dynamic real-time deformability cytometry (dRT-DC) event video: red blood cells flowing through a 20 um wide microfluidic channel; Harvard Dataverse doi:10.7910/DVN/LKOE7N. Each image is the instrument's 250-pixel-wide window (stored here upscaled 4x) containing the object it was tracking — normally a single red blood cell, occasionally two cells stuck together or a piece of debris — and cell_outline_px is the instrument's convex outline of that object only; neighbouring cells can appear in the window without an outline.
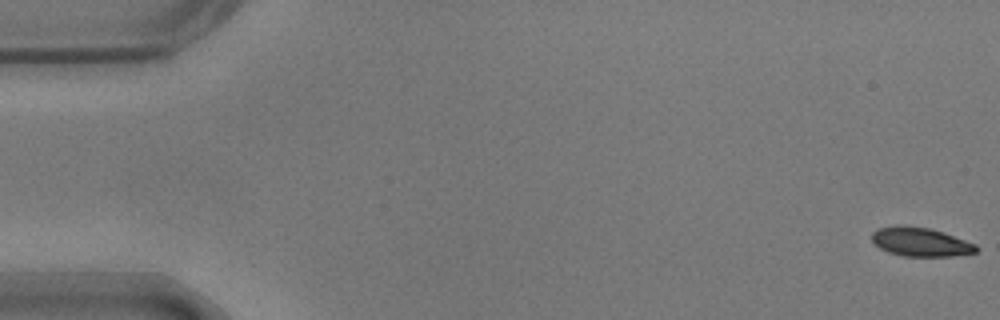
{"species": "common noctule bat (a hibernating species)", "species_latin": "Nyctalus noctula", "temperature_condition": "warm", "stored_images_in_passage": 55, "camera_frame_rate_fps": 3000, "um_per_image_px": 0.085, "animal": {"sex": "male", "body_mass_g": 17.9}, "frame": {"image": 1, "passage_image": 1, "time_ms": 0.0, "image_size_px": [1000, 320], "cell_outline_px": [[980, 248], [976, 252], [952, 256], [904, 256], [888, 252], [880, 248], [872, 240], [872, 232], [880, 228], [896, 224], [904, 224], [928, 228], [944, 232], [976, 244]], "centroid_in_image_um": [78.25, 20.55], "position_along_channel_um": 6.7, "area_um2": 17.69}}
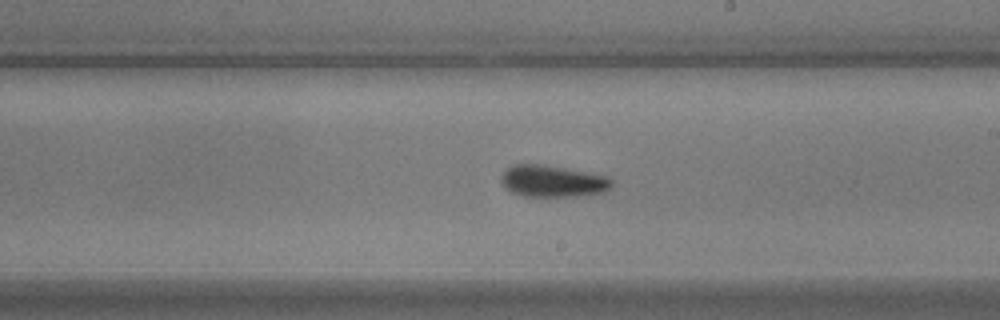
{"frame": {"image": 2, "passage_image": 32, "time_ms": 10.333, "image_size_px": [1000, 320], "cell_outline_px": [[612, 184], [604, 192], [576, 196], [524, 196], [512, 192], [504, 188], [500, 180], [500, 176], [512, 164], [540, 164], [564, 168], [608, 176], [612, 180]], "centroid_in_image_um": [46.93, 15.4], "position_along_channel_um": 242.1, "area_um2": 20.35}}
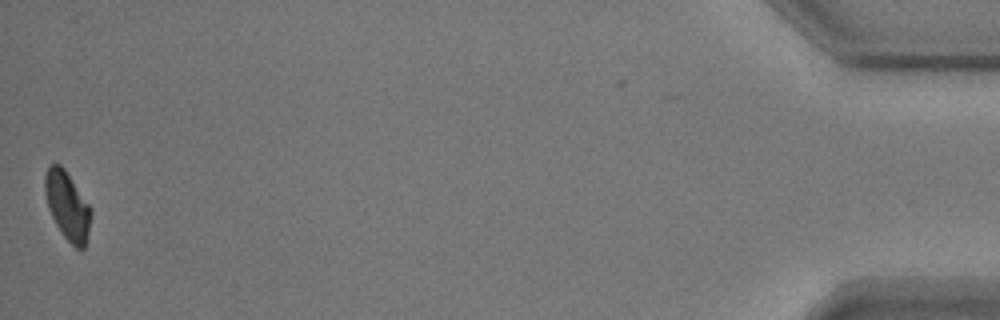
{"frame": {"image": 3, "passage_image": 55, "time_ms": 18.0, "image_size_px": [1000, 320], "cell_outline_px": [[92, 216], [84, 248], [76, 248], [64, 236], [56, 224], [48, 208], [44, 192], [44, 176], [48, 164], [60, 164], [64, 168], [92, 208]], "centroid_in_image_um": [5.72, 17.45], "position_along_channel_um": 429.5, "area_um2": 18.32}, "authors_computed_cell_mechanics": {"area_um2": 19.4786, "velocity_mm_per_s": 3.6724, "shape_relaxation_time_tau1_ms": 4.0365, "shape_relaxation_time_tau2_ms": 2.8282, "deformation_change_tau1": 0.1272, "deformation_change_tau2": 0.0656}}